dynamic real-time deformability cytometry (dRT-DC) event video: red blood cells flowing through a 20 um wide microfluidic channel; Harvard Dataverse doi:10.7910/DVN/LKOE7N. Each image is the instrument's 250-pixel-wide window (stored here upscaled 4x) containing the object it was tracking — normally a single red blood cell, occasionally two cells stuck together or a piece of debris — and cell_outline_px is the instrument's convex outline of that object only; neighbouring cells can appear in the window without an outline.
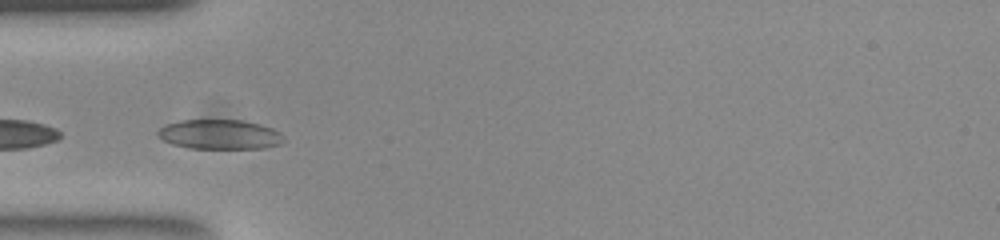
{"species": "common noctule bat (a hibernating species)", "species_latin": "Nyctalus noctula", "temperature_condition": "room temperature", "stored_images_in_passage": 4, "camera_frame_rate_fps": 3000, "um_per_image_px": 0.085, "animal": {"sex": "female", "body_mass_g": 23.0, "forearm_length_mm": 53.4}, "frame": {"image": 1, "passage_image": 1, "time_ms": 0.0, "image_size_px": [1000, 240], "cell_outline_px": [[284, 140], [280, 144], [264, 148], [188, 148], [172, 144], [156, 136], [156, 132], [164, 124], [180, 120], [244, 120], [260, 124], [272, 128], [280, 132], [284, 136]], "centroid_in_image_um": [18.66, 11.42], "position_along_channel_um": 66.3, "area_um2": 21.91}}